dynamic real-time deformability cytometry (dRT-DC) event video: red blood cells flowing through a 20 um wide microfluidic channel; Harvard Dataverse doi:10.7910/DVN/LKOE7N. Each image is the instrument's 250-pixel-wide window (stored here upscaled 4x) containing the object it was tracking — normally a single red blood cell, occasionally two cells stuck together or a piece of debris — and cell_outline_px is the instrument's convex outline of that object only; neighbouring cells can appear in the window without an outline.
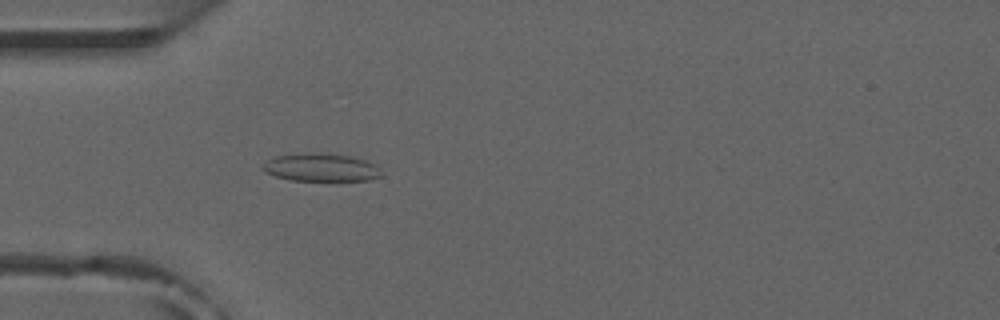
{"species": "common noctule bat (a hibernating species)", "species_latin": "Nyctalus noctula", "temperature_condition": "room temperature", "stored_images_in_passage": 53, "camera_frame_rate_fps": 3000, "um_per_image_px": 0.085, "animal": {"sex": "male", "forearm_length_mm": 52.5}, "frame": {"image": 1, "passage_image": 16, "time_ms": 5.0, "image_size_px": [1000, 320], "cell_outline_px": [[384, 176], [368, 180], [292, 180], [276, 176], [264, 172], [260, 168], [268, 160], [276, 156], [312, 152], [320, 152], [352, 156], [376, 164], [384, 172]], "centroid_in_image_um": [27.34, 14.22], "position_along_channel_um": 57.7, "area_um2": 19.48}}
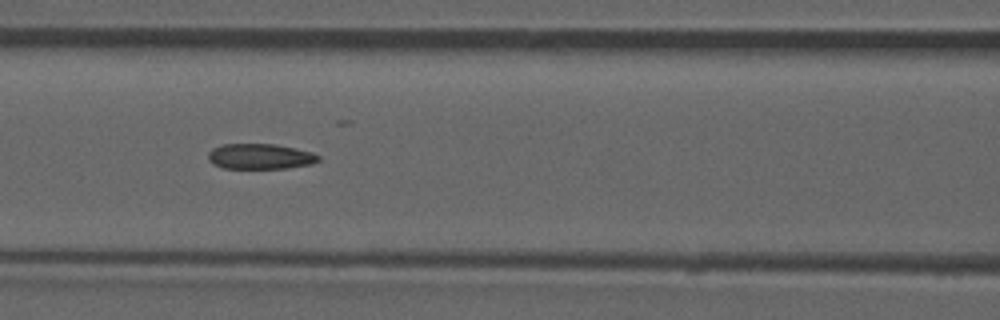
{"frame": {"image": 2, "passage_image": 23, "time_ms": 7.333, "image_size_px": [1000, 320], "cell_outline_px": [[320, 160], [312, 164], [288, 168], [224, 168], [212, 164], [208, 160], [208, 152], [212, 148], [220, 144], [272, 144], [296, 148], [312, 152], [320, 156]], "centroid_in_image_um": [22.1, 13.29], "position_along_channel_um": 144.5, "area_um2": 16.47}, "authors_computed_cell_mechanics": {"area_um2": 17.051, "velocity_mm_per_s": 3.8784, "shape_relaxation_time_tau1_ms": null, "shape_relaxation_time_tau2_ms": 2.957, "deformation_change_tau1": null, "deformation_change_tau2": 0.1016}}